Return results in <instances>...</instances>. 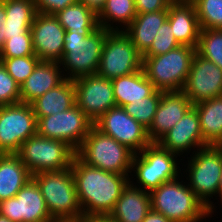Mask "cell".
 Segmentation results:
<instances>
[{
  "mask_svg": "<svg viewBox=\"0 0 222 222\" xmlns=\"http://www.w3.org/2000/svg\"><path fill=\"white\" fill-rule=\"evenodd\" d=\"M83 217L107 216L130 182V175L104 171L82 162L76 155L71 163Z\"/></svg>",
  "mask_w": 222,
  "mask_h": 222,
  "instance_id": "cell-1",
  "label": "cell"
},
{
  "mask_svg": "<svg viewBox=\"0 0 222 222\" xmlns=\"http://www.w3.org/2000/svg\"><path fill=\"white\" fill-rule=\"evenodd\" d=\"M179 177L162 183L151 191V209L164 215L171 222H200L208 218L206 206L196 197L194 191Z\"/></svg>",
  "mask_w": 222,
  "mask_h": 222,
  "instance_id": "cell-2",
  "label": "cell"
},
{
  "mask_svg": "<svg viewBox=\"0 0 222 222\" xmlns=\"http://www.w3.org/2000/svg\"><path fill=\"white\" fill-rule=\"evenodd\" d=\"M108 32L109 30L100 26L89 35L65 32L63 58L59 62L65 71L68 70L64 75L65 79L75 80L97 74Z\"/></svg>",
  "mask_w": 222,
  "mask_h": 222,
  "instance_id": "cell-3",
  "label": "cell"
},
{
  "mask_svg": "<svg viewBox=\"0 0 222 222\" xmlns=\"http://www.w3.org/2000/svg\"><path fill=\"white\" fill-rule=\"evenodd\" d=\"M196 48L180 45L165 54L142 56V69L156 90L182 91Z\"/></svg>",
  "mask_w": 222,
  "mask_h": 222,
  "instance_id": "cell-4",
  "label": "cell"
},
{
  "mask_svg": "<svg viewBox=\"0 0 222 222\" xmlns=\"http://www.w3.org/2000/svg\"><path fill=\"white\" fill-rule=\"evenodd\" d=\"M53 220L83 218L71 168L32 175Z\"/></svg>",
  "mask_w": 222,
  "mask_h": 222,
  "instance_id": "cell-5",
  "label": "cell"
},
{
  "mask_svg": "<svg viewBox=\"0 0 222 222\" xmlns=\"http://www.w3.org/2000/svg\"><path fill=\"white\" fill-rule=\"evenodd\" d=\"M75 154L89 166L120 175L131 173L134 153L113 137L101 133L94 126Z\"/></svg>",
  "mask_w": 222,
  "mask_h": 222,
  "instance_id": "cell-6",
  "label": "cell"
},
{
  "mask_svg": "<svg viewBox=\"0 0 222 222\" xmlns=\"http://www.w3.org/2000/svg\"><path fill=\"white\" fill-rule=\"evenodd\" d=\"M187 171L190 180L188 186L212 216L215 206L209 198L218 194L222 172V145H208L198 149L188 161Z\"/></svg>",
  "mask_w": 222,
  "mask_h": 222,
  "instance_id": "cell-7",
  "label": "cell"
},
{
  "mask_svg": "<svg viewBox=\"0 0 222 222\" xmlns=\"http://www.w3.org/2000/svg\"><path fill=\"white\" fill-rule=\"evenodd\" d=\"M76 152L65 142L39 136L24 141L16 153L32 175L71 168Z\"/></svg>",
  "mask_w": 222,
  "mask_h": 222,
  "instance_id": "cell-8",
  "label": "cell"
},
{
  "mask_svg": "<svg viewBox=\"0 0 222 222\" xmlns=\"http://www.w3.org/2000/svg\"><path fill=\"white\" fill-rule=\"evenodd\" d=\"M177 155L162 148L158 143H151L140 153L134 154L131 173L134 171L138 188L146 192L157 189L162 183L179 177ZM178 169V170H177Z\"/></svg>",
  "mask_w": 222,
  "mask_h": 222,
  "instance_id": "cell-9",
  "label": "cell"
},
{
  "mask_svg": "<svg viewBox=\"0 0 222 222\" xmlns=\"http://www.w3.org/2000/svg\"><path fill=\"white\" fill-rule=\"evenodd\" d=\"M142 69V55L122 31H109L103 44L97 74L114 79Z\"/></svg>",
  "mask_w": 222,
  "mask_h": 222,
  "instance_id": "cell-10",
  "label": "cell"
},
{
  "mask_svg": "<svg viewBox=\"0 0 222 222\" xmlns=\"http://www.w3.org/2000/svg\"><path fill=\"white\" fill-rule=\"evenodd\" d=\"M94 123L75 104L70 109L37 120L39 136L67 143L75 152Z\"/></svg>",
  "mask_w": 222,
  "mask_h": 222,
  "instance_id": "cell-11",
  "label": "cell"
},
{
  "mask_svg": "<svg viewBox=\"0 0 222 222\" xmlns=\"http://www.w3.org/2000/svg\"><path fill=\"white\" fill-rule=\"evenodd\" d=\"M36 134L37 119L30 104L0 106V154L17 153Z\"/></svg>",
  "mask_w": 222,
  "mask_h": 222,
  "instance_id": "cell-12",
  "label": "cell"
},
{
  "mask_svg": "<svg viewBox=\"0 0 222 222\" xmlns=\"http://www.w3.org/2000/svg\"><path fill=\"white\" fill-rule=\"evenodd\" d=\"M94 127L101 133L113 137L134 154L140 153L152 143L147 129L122 107L116 106L108 110L94 122Z\"/></svg>",
  "mask_w": 222,
  "mask_h": 222,
  "instance_id": "cell-13",
  "label": "cell"
},
{
  "mask_svg": "<svg viewBox=\"0 0 222 222\" xmlns=\"http://www.w3.org/2000/svg\"><path fill=\"white\" fill-rule=\"evenodd\" d=\"M76 105L94 123L111 108L116 107L110 79L98 74L73 80Z\"/></svg>",
  "mask_w": 222,
  "mask_h": 222,
  "instance_id": "cell-14",
  "label": "cell"
},
{
  "mask_svg": "<svg viewBox=\"0 0 222 222\" xmlns=\"http://www.w3.org/2000/svg\"><path fill=\"white\" fill-rule=\"evenodd\" d=\"M0 215L13 222H51L44 197L35 180H29L15 197L0 201Z\"/></svg>",
  "mask_w": 222,
  "mask_h": 222,
  "instance_id": "cell-15",
  "label": "cell"
},
{
  "mask_svg": "<svg viewBox=\"0 0 222 222\" xmlns=\"http://www.w3.org/2000/svg\"><path fill=\"white\" fill-rule=\"evenodd\" d=\"M182 91L193 105L222 95V69L196 52Z\"/></svg>",
  "mask_w": 222,
  "mask_h": 222,
  "instance_id": "cell-16",
  "label": "cell"
},
{
  "mask_svg": "<svg viewBox=\"0 0 222 222\" xmlns=\"http://www.w3.org/2000/svg\"><path fill=\"white\" fill-rule=\"evenodd\" d=\"M33 49L40 61L60 62L66 30L51 14L36 13L32 26Z\"/></svg>",
  "mask_w": 222,
  "mask_h": 222,
  "instance_id": "cell-17",
  "label": "cell"
},
{
  "mask_svg": "<svg viewBox=\"0 0 222 222\" xmlns=\"http://www.w3.org/2000/svg\"><path fill=\"white\" fill-rule=\"evenodd\" d=\"M192 106L183 91L162 92L153 121L147 129L151 142L157 143Z\"/></svg>",
  "mask_w": 222,
  "mask_h": 222,
  "instance_id": "cell-18",
  "label": "cell"
},
{
  "mask_svg": "<svg viewBox=\"0 0 222 222\" xmlns=\"http://www.w3.org/2000/svg\"><path fill=\"white\" fill-rule=\"evenodd\" d=\"M162 148L179 155L187 150L203 148L208 144L201 134L200 120L192 106L183 118L169 130L158 142Z\"/></svg>",
  "mask_w": 222,
  "mask_h": 222,
  "instance_id": "cell-19",
  "label": "cell"
},
{
  "mask_svg": "<svg viewBox=\"0 0 222 222\" xmlns=\"http://www.w3.org/2000/svg\"><path fill=\"white\" fill-rule=\"evenodd\" d=\"M167 20L180 45L197 48L201 28L191 0H174L168 7Z\"/></svg>",
  "mask_w": 222,
  "mask_h": 222,
  "instance_id": "cell-20",
  "label": "cell"
},
{
  "mask_svg": "<svg viewBox=\"0 0 222 222\" xmlns=\"http://www.w3.org/2000/svg\"><path fill=\"white\" fill-rule=\"evenodd\" d=\"M60 67L59 62L40 61L28 78L20 85L21 103L30 104L47 91L61 84L65 77L62 73L64 72L63 68Z\"/></svg>",
  "mask_w": 222,
  "mask_h": 222,
  "instance_id": "cell-21",
  "label": "cell"
},
{
  "mask_svg": "<svg viewBox=\"0 0 222 222\" xmlns=\"http://www.w3.org/2000/svg\"><path fill=\"white\" fill-rule=\"evenodd\" d=\"M130 181L123 189L109 216L116 222H142L151 210L149 192Z\"/></svg>",
  "mask_w": 222,
  "mask_h": 222,
  "instance_id": "cell-22",
  "label": "cell"
},
{
  "mask_svg": "<svg viewBox=\"0 0 222 222\" xmlns=\"http://www.w3.org/2000/svg\"><path fill=\"white\" fill-rule=\"evenodd\" d=\"M168 18V10L137 14L123 31L129 36L137 51L143 55L151 46L158 29Z\"/></svg>",
  "mask_w": 222,
  "mask_h": 222,
  "instance_id": "cell-23",
  "label": "cell"
},
{
  "mask_svg": "<svg viewBox=\"0 0 222 222\" xmlns=\"http://www.w3.org/2000/svg\"><path fill=\"white\" fill-rule=\"evenodd\" d=\"M31 179L32 174L16 153L0 154V201L15 197Z\"/></svg>",
  "mask_w": 222,
  "mask_h": 222,
  "instance_id": "cell-24",
  "label": "cell"
},
{
  "mask_svg": "<svg viewBox=\"0 0 222 222\" xmlns=\"http://www.w3.org/2000/svg\"><path fill=\"white\" fill-rule=\"evenodd\" d=\"M75 104V86L70 79H65L56 88L47 91L30 103L37 120L66 111Z\"/></svg>",
  "mask_w": 222,
  "mask_h": 222,
  "instance_id": "cell-25",
  "label": "cell"
},
{
  "mask_svg": "<svg viewBox=\"0 0 222 222\" xmlns=\"http://www.w3.org/2000/svg\"><path fill=\"white\" fill-rule=\"evenodd\" d=\"M116 106L123 107L150 96L156 89L143 69L111 80Z\"/></svg>",
  "mask_w": 222,
  "mask_h": 222,
  "instance_id": "cell-26",
  "label": "cell"
},
{
  "mask_svg": "<svg viewBox=\"0 0 222 222\" xmlns=\"http://www.w3.org/2000/svg\"><path fill=\"white\" fill-rule=\"evenodd\" d=\"M199 116L201 134L208 145H222V95L193 105Z\"/></svg>",
  "mask_w": 222,
  "mask_h": 222,
  "instance_id": "cell-27",
  "label": "cell"
},
{
  "mask_svg": "<svg viewBox=\"0 0 222 222\" xmlns=\"http://www.w3.org/2000/svg\"><path fill=\"white\" fill-rule=\"evenodd\" d=\"M6 10L5 39L31 34L34 17L37 13L34 0H2Z\"/></svg>",
  "mask_w": 222,
  "mask_h": 222,
  "instance_id": "cell-28",
  "label": "cell"
},
{
  "mask_svg": "<svg viewBox=\"0 0 222 222\" xmlns=\"http://www.w3.org/2000/svg\"><path fill=\"white\" fill-rule=\"evenodd\" d=\"M66 32L89 35L98 25L97 15L81 2H76L54 14Z\"/></svg>",
  "mask_w": 222,
  "mask_h": 222,
  "instance_id": "cell-29",
  "label": "cell"
},
{
  "mask_svg": "<svg viewBox=\"0 0 222 222\" xmlns=\"http://www.w3.org/2000/svg\"><path fill=\"white\" fill-rule=\"evenodd\" d=\"M135 0H106V4L97 15L98 25L109 31H121L123 24L126 29L136 17ZM120 24L119 27L113 23ZM110 22V23H109ZM113 25V26H111ZM114 26L116 28H114Z\"/></svg>",
  "mask_w": 222,
  "mask_h": 222,
  "instance_id": "cell-30",
  "label": "cell"
},
{
  "mask_svg": "<svg viewBox=\"0 0 222 222\" xmlns=\"http://www.w3.org/2000/svg\"><path fill=\"white\" fill-rule=\"evenodd\" d=\"M196 52L222 69V29H201Z\"/></svg>",
  "mask_w": 222,
  "mask_h": 222,
  "instance_id": "cell-31",
  "label": "cell"
},
{
  "mask_svg": "<svg viewBox=\"0 0 222 222\" xmlns=\"http://www.w3.org/2000/svg\"><path fill=\"white\" fill-rule=\"evenodd\" d=\"M162 91L155 90L150 96L142 98L138 102L124 105L122 108L138 123L148 129L155 116Z\"/></svg>",
  "mask_w": 222,
  "mask_h": 222,
  "instance_id": "cell-32",
  "label": "cell"
},
{
  "mask_svg": "<svg viewBox=\"0 0 222 222\" xmlns=\"http://www.w3.org/2000/svg\"><path fill=\"white\" fill-rule=\"evenodd\" d=\"M201 29H222V0H191Z\"/></svg>",
  "mask_w": 222,
  "mask_h": 222,
  "instance_id": "cell-33",
  "label": "cell"
},
{
  "mask_svg": "<svg viewBox=\"0 0 222 222\" xmlns=\"http://www.w3.org/2000/svg\"><path fill=\"white\" fill-rule=\"evenodd\" d=\"M0 61L4 64L7 72L21 85L33 72L40 59L36 55H32L16 58H0Z\"/></svg>",
  "mask_w": 222,
  "mask_h": 222,
  "instance_id": "cell-34",
  "label": "cell"
},
{
  "mask_svg": "<svg viewBox=\"0 0 222 222\" xmlns=\"http://www.w3.org/2000/svg\"><path fill=\"white\" fill-rule=\"evenodd\" d=\"M180 46L175 39L170 22L166 20L158 29L150 48L142 56H158Z\"/></svg>",
  "mask_w": 222,
  "mask_h": 222,
  "instance_id": "cell-35",
  "label": "cell"
},
{
  "mask_svg": "<svg viewBox=\"0 0 222 222\" xmlns=\"http://www.w3.org/2000/svg\"><path fill=\"white\" fill-rule=\"evenodd\" d=\"M35 55L32 34H20L5 41L0 58H16Z\"/></svg>",
  "mask_w": 222,
  "mask_h": 222,
  "instance_id": "cell-36",
  "label": "cell"
},
{
  "mask_svg": "<svg viewBox=\"0 0 222 222\" xmlns=\"http://www.w3.org/2000/svg\"><path fill=\"white\" fill-rule=\"evenodd\" d=\"M20 85L0 61V106L20 103Z\"/></svg>",
  "mask_w": 222,
  "mask_h": 222,
  "instance_id": "cell-37",
  "label": "cell"
},
{
  "mask_svg": "<svg viewBox=\"0 0 222 222\" xmlns=\"http://www.w3.org/2000/svg\"><path fill=\"white\" fill-rule=\"evenodd\" d=\"M78 0H34L38 13L54 15L65 7L76 3Z\"/></svg>",
  "mask_w": 222,
  "mask_h": 222,
  "instance_id": "cell-38",
  "label": "cell"
},
{
  "mask_svg": "<svg viewBox=\"0 0 222 222\" xmlns=\"http://www.w3.org/2000/svg\"><path fill=\"white\" fill-rule=\"evenodd\" d=\"M174 0H135L137 14L168 10Z\"/></svg>",
  "mask_w": 222,
  "mask_h": 222,
  "instance_id": "cell-39",
  "label": "cell"
},
{
  "mask_svg": "<svg viewBox=\"0 0 222 222\" xmlns=\"http://www.w3.org/2000/svg\"><path fill=\"white\" fill-rule=\"evenodd\" d=\"M6 10L5 5L2 0H0V50L3 48L5 44V25H6Z\"/></svg>",
  "mask_w": 222,
  "mask_h": 222,
  "instance_id": "cell-40",
  "label": "cell"
},
{
  "mask_svg": "<svg viewBox=\"0 0 222 222\" xmlns=\"http://www.w3.org/2000/svg\"><path fill=\"white\" fill-rule=\"evenodd\" d=\"M98 15L106 4V0H78Z\"/></svg>",
  "mask_w": 222,
  "mask_h": 222,
  "instance_id": "cell-41",
  "label": "cell"
},
{
  "mask_svg": "<svg viewBox=\"0 0 222 222\" xmlns=\"http://www.w3.org/2000/svg\"><path fill=\"white\" fill-rule=\"evenodd\" d=\"M142 222H171L164 215L153 211L152 209L148 212Z\"/></svg>",
  "mask_w": 222,
  "mask_h": 222,
  "instance_id": "cell-42",
  "label": "cell"
},
{
  "mask_svg": "<svg viewBox=\"0 0 222 222\" xmlns=\"http://www.w3.org/2000/svg\"><path fill=\"white\" fill-rule=\"evenodd\" d=\"M83 222H116L109 215L83 217Z\"/></svg>",
  "mask_w": 222,
  "mask_h": 222,
  "instance_id": "cell-43",
  "label": "cell"
},
{
  "mask_svg": "<svg viewBox=\"0 0 222 222\" xmlns=\"http://www.w3.org/2000/svg\"><path fill=\"white\" fill-rule=\"evenodd\" d=\"M51 222H83V218H80V219L52 220Z\"/></svg>",
  "mask_w": 222,
  "mask_h": 222,
  "instance_id": "cell-44",
  "label": "cell"
},
{
  "mask_svg": "<svg viewBox=\"0 0 222 222\" xmlns=\"http://www.w3.org/2000/svg\"><path fill=\"white\" fill-rule=\"evenodd\" d=\"M220 197L219 200L222 199V172H221V176H220V181H219V187H218V195ZM222 203V200H221Z\"/></svg>",
  "mask_w": 222,
  "mask_h": 222,
  "instance_id": "cell-45",
  "label": "cell"
},
{
  "mask_svg": "<svg viewBox=\"0 0 222 222\" xmlns=\"http://www.w3.org/2000/svg\"><path fill=\"white\" fill-rule=\"evenodd\" d=\"M0 222H13L5 216L0 215Z\"/></svg>",
  "mask_w": 222,
  "mask_h": 222,
  "instance_id": "cell-46",
  "label": "cell"
}]
</instances>
